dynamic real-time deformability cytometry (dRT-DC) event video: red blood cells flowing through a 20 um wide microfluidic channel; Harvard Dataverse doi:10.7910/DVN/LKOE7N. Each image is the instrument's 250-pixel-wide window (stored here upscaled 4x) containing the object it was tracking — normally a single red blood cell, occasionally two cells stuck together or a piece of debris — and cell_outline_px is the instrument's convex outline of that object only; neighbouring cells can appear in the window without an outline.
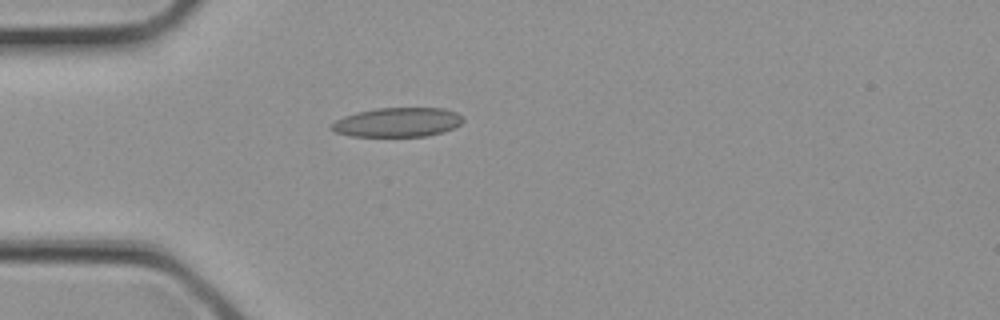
{"species": "common noctule bat (a hibernating species)", "species_latin": "Nyctalus noctula", "temperature_condition": "cold", "stored_images_in_passage": 1, "camera_frame_rate_fps": 3000, "um_per_image_px": 0.085, "animal": {"sex": "female", "body_mass_g": 21.9}, "frame": {"image": 1, "passage_image": 1, "time_ms": 0.0, "image_size_px": [1000, 320], "cell_outline_px": [[464, 120], [456, 128], [444, 132], [428, 136], [352, 136], [336, 132], [328, 128], [336, 120], [344, 116], [376, 108], [444, 108], [456, 112], [464, 116]], "centroid_in_image_um": [33.85, 10.39], "position_along_channel_um": 51.2, "area_um2": 22.54}}